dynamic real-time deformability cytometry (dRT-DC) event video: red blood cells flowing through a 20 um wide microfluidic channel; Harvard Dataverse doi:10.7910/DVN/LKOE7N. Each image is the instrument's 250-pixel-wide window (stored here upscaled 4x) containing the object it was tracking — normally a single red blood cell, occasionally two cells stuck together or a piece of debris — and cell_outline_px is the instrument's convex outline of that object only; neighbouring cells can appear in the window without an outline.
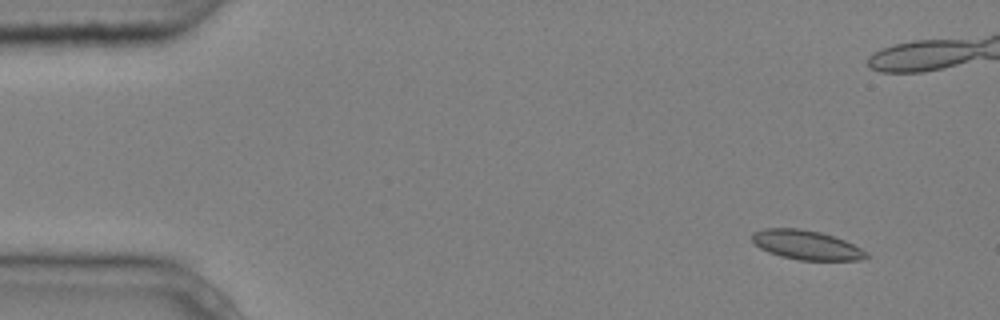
{"species": "common noctule bat (a hibernating species)", "species_latin": "Nyctalus noctula", "temperature_condition": "cold", "stored_images_in_passage": 8, "camera_frame_rate_fps": 3000, "um_per_image_px": 0.085, "animal": {"sex": "male", "body_mass_g": 20.4}, "frame": {"image": 1, "passage_image": 2, "time_ms": 0.333, "image_size_px": [1000, 320], "cell_outline_px": [[872, 256], [860, 260], [800, 260], [780, 256], [768, 252], [760, 248], [752, 240], [752, 232], [764, 228], [800, 228], [820, 232], [844, 240], [868, 252]], "centroid_in_image_um": [68.55, 20.82], "position_along_channel_um": 16.5, "area_um2": 19.54}}